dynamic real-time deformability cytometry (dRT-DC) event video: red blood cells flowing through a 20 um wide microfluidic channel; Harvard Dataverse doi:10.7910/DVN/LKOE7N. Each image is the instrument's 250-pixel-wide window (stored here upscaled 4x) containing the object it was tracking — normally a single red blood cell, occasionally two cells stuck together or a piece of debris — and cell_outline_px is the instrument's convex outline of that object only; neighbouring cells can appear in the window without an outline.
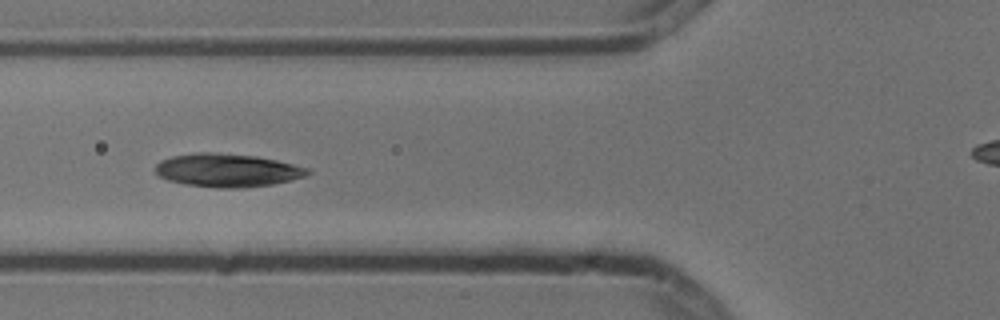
{"species": "common noctule bat (a hibernating species)", "species_latin": "Nyctalus noctula", "temperature_condition": "cold", "stored_images_in_passage": 6, "camera_frame_rate_fps": 3000, "um_per_image_px": 0.085, "animal": {"sex": "male", "body_mass_g": 13.3}, "frame": {"image": 1, "passage_image": 4, "time_ms": 1.0, "image_size_px": [1000, 320], "cell_outline_px": [[312, 172], [304, 176], [292, 180], [272, 184], [244, 188], [216, 188], [184, 184], [168, 180], [160, 176], [156, 172], [156, 164], [160, 160], [172, 156], [200, 152], [212, 152], [256, 156], [276, 160], [308, 168]], "centroid_in_image_um": [19.32, 14.48], "position_along_channel_um": 106.5, "area_um2": 29.48}}
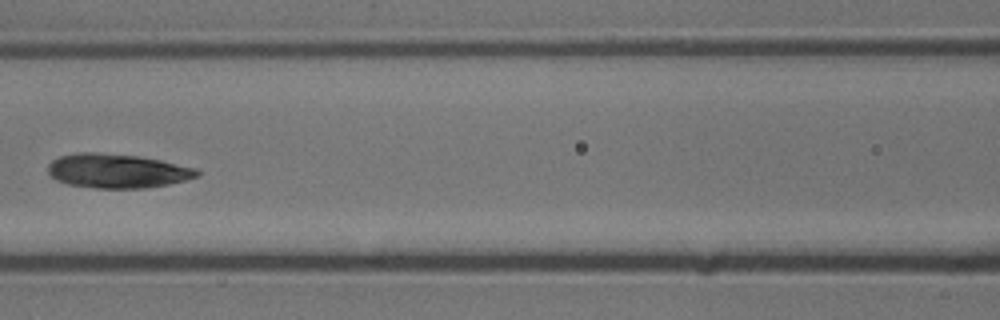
{"frame": {"image": 2, "passage_image": 5, "time_ms": 1.333, "image_size_px": [1000, 320], "cell_outline_px": [[200, 176], [168, 184], [144, 188], [96, 188], [68, 184], [56, 180], [48, 172], [48, 164], [52, 160], [60, 156], [76, 152], [96, 152], [136, 156], [160, 160], [196, 168], [200, 172]], "centroid_in_image_um": [9.95, 14.52], "position_along_channel_um": 156.7, "area_um2": 29.59}}
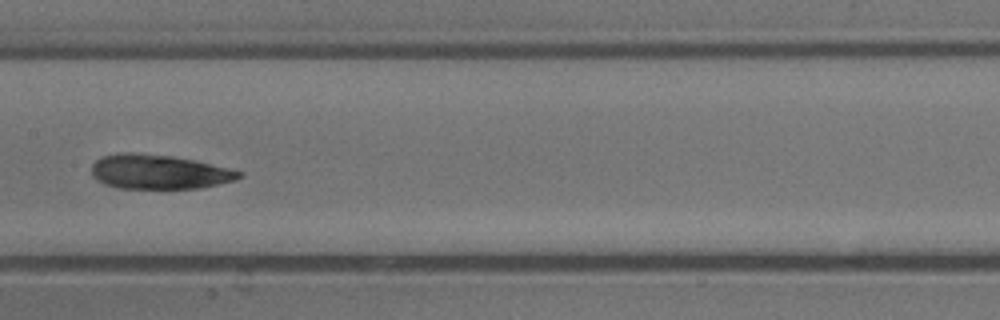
{"frame": {"image": 3, "passage_image": 6, "time_ms": 1.667, "image_size_px": [1000, 320], "cell_outline_px": [[244, 176], [236, 180], [200, 188], [120, 188], [104, 184], [96, 180], [92, 176], [92, 164], [100, 156], [116, 152], [132, 152], [172, 156], [196, 160], [244, 172]], "centroid_in_image_um": [13.5, 14.59], "position_along_channel_um": 193.9, "area_um2": 29.88}}